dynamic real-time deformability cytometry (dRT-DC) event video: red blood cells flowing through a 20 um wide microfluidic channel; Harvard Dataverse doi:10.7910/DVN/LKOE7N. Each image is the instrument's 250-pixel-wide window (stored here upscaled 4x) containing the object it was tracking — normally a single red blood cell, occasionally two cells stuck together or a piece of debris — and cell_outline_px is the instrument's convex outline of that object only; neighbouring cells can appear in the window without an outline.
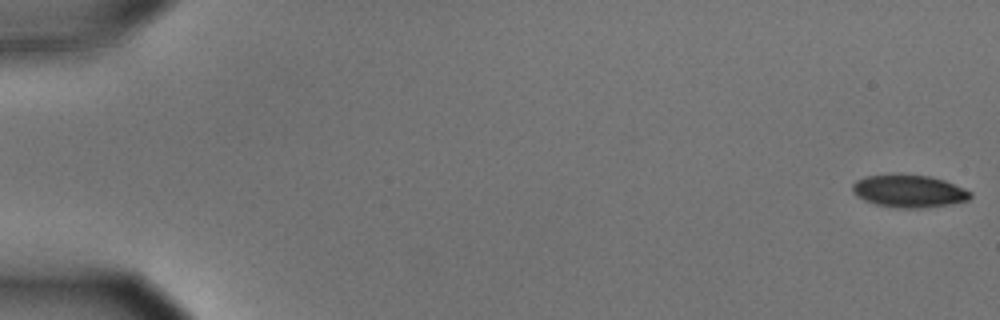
{"species": "common noctule bat (a hibernating species)", "species_latin": "Nyctalus noctula", "temperature_condition": "cold", "stored_images_in_passage": 57, "camera_frame_rate_fps": 3000, "um_per_image_px": 0.085, "animal": {"sex": "male", "body_mass_g": 15.6}, "frame": {"image": 1, "passage_image": 1, "time_ms": 0.0, "image_size_px": [1000, 320], "cell_outline_px": [[972, 196], [968, 200], [952, 204], [924, 208], [896, 208], [876, 204], [864, 200], [856, 196], [852, 192], [852, 184], [856, 180], [864, 176], [928, 176], [944, 180], [964, 188], [972, 192]], "centroid_in_image_um": [77.27, 16.28], "position_along_channel_um": 7.7, "area_um2": 22.08}}
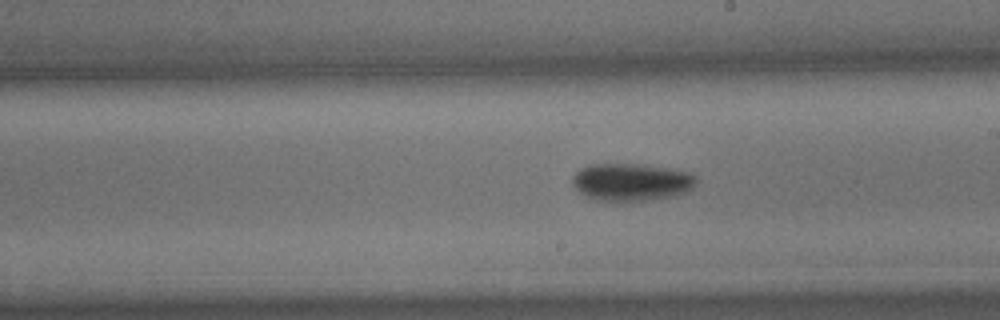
{"frame": {"image": 2, "passage_image": 33, "time_ms": 10.667, "image_size_px": [1000, 320], "cell_outline_px": [[696, 184], [692, 188], [676, 196], [620, 204], [596, 200], [580, 192], [572, 184], [572, 176], [580, 168], [588, 164], [644, 164], [672, 168], [692, 172], [696, 176]], "centroid_in_image_um": [53.68, 15.49], "position_along_channel_um": 235.3, "area_um2": 27.98}}
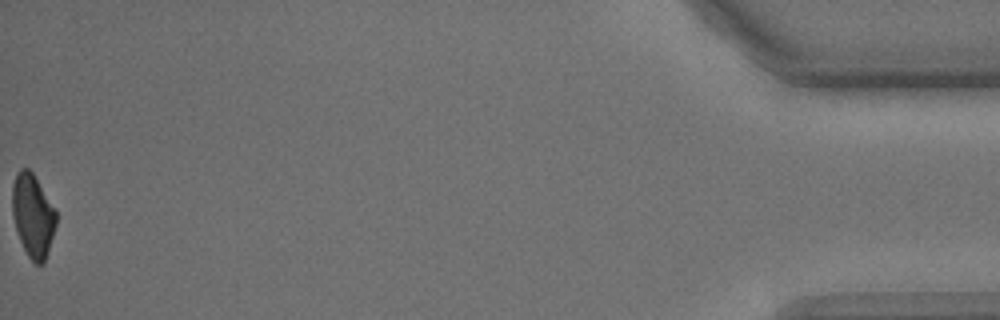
{"frame": {"image": 3, "passage_image": 57, "time_ms": 18.667, "image_size_px": [1000, 320], "cell_outline_px": [[56, 224], [48, 252], [44, 264], [36, 264], [28, 256], [20, 240], [16, 228], [12, 212], [12, 184], [16, 172], [20, 168], [28, 168], [32, 172], [56, 208]], "centroid_in_image_um": [2.8, 18.29], "position_along_channel_um": 432.4, "area_um2": 21.33}, "authors_computed_cell_mechanics": {"area_um2": 23.9292, "velocity_mm_per_s": 3.592, "shape_relaxation_time_tau1_ms": 1.9438, "shape_relaxation_time_tau2_ms": null, "deformation_change_tau1": 0.1044, "deformation_change_tau2": null}}